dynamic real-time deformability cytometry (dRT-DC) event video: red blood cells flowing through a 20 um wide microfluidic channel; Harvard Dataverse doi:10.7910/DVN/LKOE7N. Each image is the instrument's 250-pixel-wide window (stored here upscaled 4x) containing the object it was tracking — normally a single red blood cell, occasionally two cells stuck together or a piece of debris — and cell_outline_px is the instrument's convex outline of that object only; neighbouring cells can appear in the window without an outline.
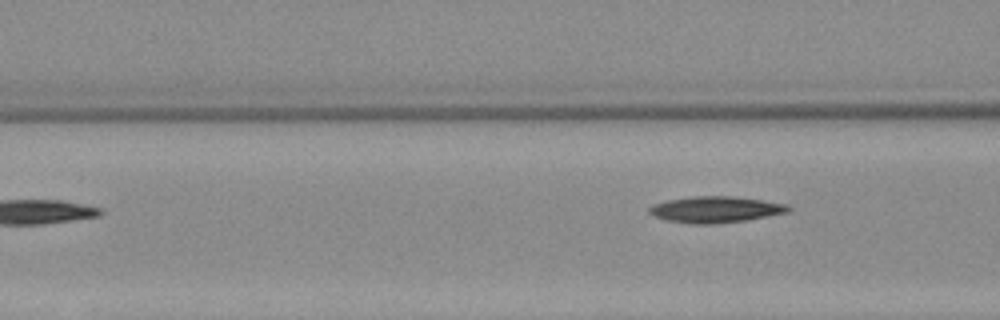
{"species": "Egyptian fruit bat (a non-hibernating species)", "species_latin": "Rousettus aegyptiacus", "temperature_condition": "warm", "stored_images_in_passage": 4, "camera_frame_rate_fps": 3000, "um_per_image_px": 0.085, "animal": {"sex": "female"}, "frame": {"image": 1, "passage_image": 4, "time_ms": 4.0, "image_size_px": [1000, 320], "cell_outline_px": [[792, 208], [788, 212], [744, 220], [712, 224], [692, 224], [664, 220], [652, 216], [648, 212], [648, 208], [652, 204], [668, 200], [692, 196], [732, 196], [760, 200], [784, 204]], "centroid_in_image_um": [60.72, 17.81], "position_along_channel_um": 105.9, "area_um2": 21.15}}